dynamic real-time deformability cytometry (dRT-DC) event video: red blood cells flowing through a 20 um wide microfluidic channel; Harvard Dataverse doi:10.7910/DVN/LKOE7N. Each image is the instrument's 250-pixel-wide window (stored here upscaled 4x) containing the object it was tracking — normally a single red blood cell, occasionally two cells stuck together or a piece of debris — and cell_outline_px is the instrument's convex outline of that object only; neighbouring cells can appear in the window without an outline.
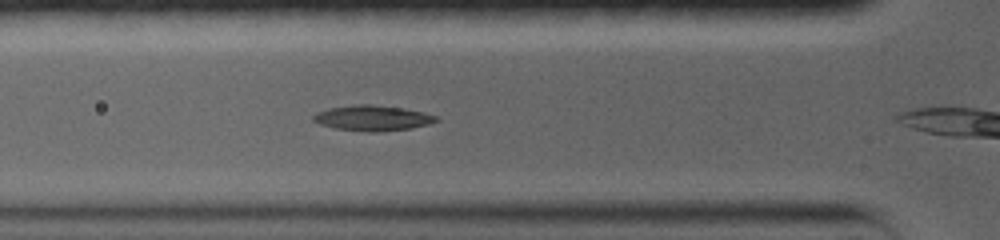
{"species": "common noctule bat (a hibernating species)", "species_latin": "Nyctalus noctula", "temperature_condition": "warm", "stored_images_in_passage": 3, "camera_frame_rate_fps": 5000, "um_per_image_px": 0.085, "animal": {"sex": "female", "body_mass_g": 19.0, "forearm_length_mm": 56.7}, "frame": {"image": 1, "passage_image": 3, "time_ms": 1.6, "image_size_px": [1000, 240], "cell_outline_px": [[436, 120], [428, 124], [408, 128], [376, 132], [368, 132], [336, 128], [320, 124], [312, 120], [312, 116], [320, 112], [332, 108], [364, 104], [396, 108], [420, 112], [436, 116]], "centroid_in_image_um": [31.61, 10.06], "position_along_channel_um": 94.2, "area_um2": 17.22}}